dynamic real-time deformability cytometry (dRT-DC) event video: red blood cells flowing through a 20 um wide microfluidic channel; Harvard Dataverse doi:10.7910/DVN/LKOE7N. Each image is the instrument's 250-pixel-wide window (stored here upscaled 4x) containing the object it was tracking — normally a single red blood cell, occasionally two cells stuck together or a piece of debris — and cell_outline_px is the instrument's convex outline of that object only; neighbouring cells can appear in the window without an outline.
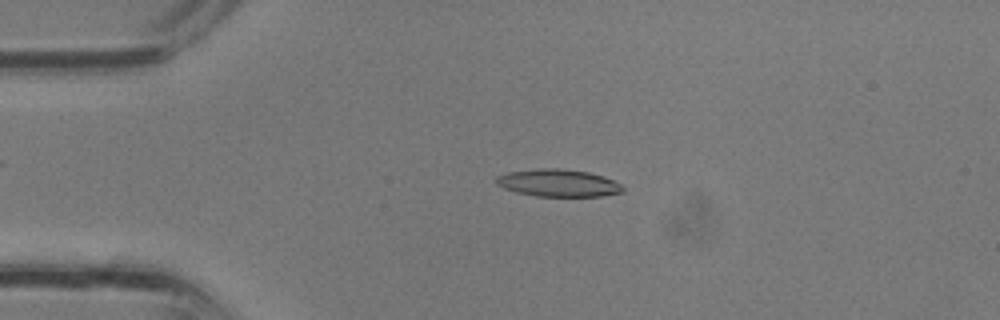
{"species": "common noctule bat (a hibernating species)", "species_latin": "Nyctalus noctula", "temperature_condition": "room temperature", "stored_images_in_passage": 25, "camera_frame_rate_fps": 3000, "um_per_image_px": 0.085, "animal": {"sex": "male", "body_mass_g": 13.3}, "frame": {"image": 1, "passage_image": 3, "time_ms": 0.667, "image_size_px": [1000, 320], "cell_outline_px": [[624, 192], [604, 196], [536, 196], [516, 192], [504, 188], [496, 184], [496, 176], [508, 172], [540, 168], [560, 168], [588, 172], [604, 176], [620, 184], [624, 188]], "centroid_in_image_um": [47.46, 15.55], "position_along_channel_um": 37.5, "area_um2": 20.23}}
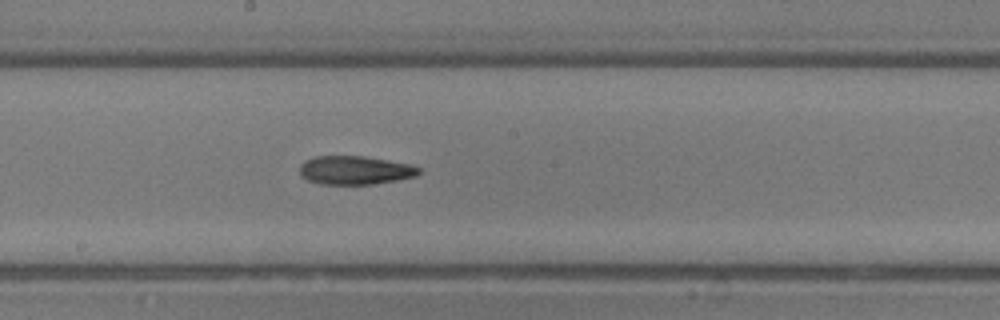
{"frame": {"image": 2, "passage_image": 14, "time_ms": 4.333, "image_size_px": [1000, 320], "cell_outline_px": [[420, 172], [416, 176], [400, 180], [372, 184], [320, 184], [308, 180], [300, 176], [300, 164], [304, 160], [312, 156], [364, 156], [412, 164], [420, 168]], "centroid_in_image_um": [30.17, 14.46], "position_along_channel_um": 218.0, "area_um2": 20.11}}
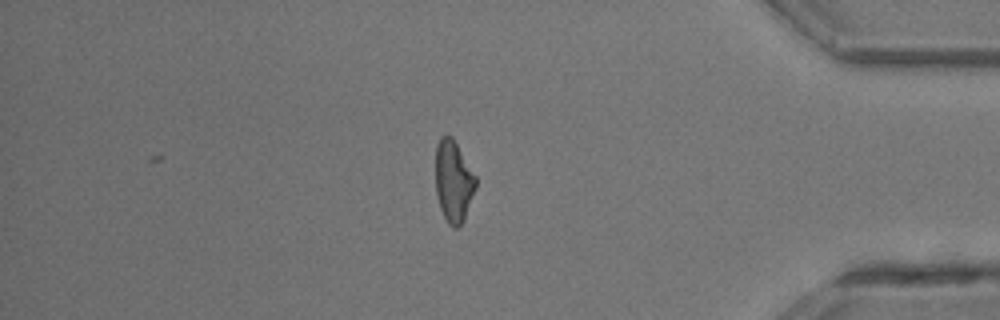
{"frame": {"image": 3, "passage_image": 25, "time_ms": 8.0, "image_size_px": [1000, 320], "cell_outline_px": [[476, 188], [464, 220], [456, 228], [452, 228], [448, 224], [440, 208], [436, 192], [436, 144], [440, 136], [452, 136], [476, 176]], "centroid_in_image_um": [38.54, 15.41], "position_along_channel_um": 396.7, "area_um2": 19.13}}